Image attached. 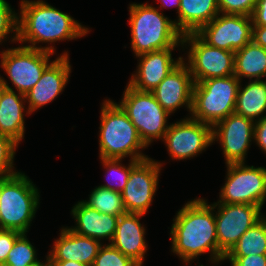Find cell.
Segmentation results:
<instances>
[{"label":"cell","mask_w":266,"mask_h":266,"mask_svg":"<svg viewBox=\"0 0 266 266\" xmlns=\"http://www.w3.org/2000/svg\"><path fill=\"white\" fill-rule=\"evenodd\" d=\"M204 199H196L185 204L177 213L171 228L172 250L184 262L198 255L211 252L214 262H218V239L214 209Z\"/></svg>","instance_id":"6da1fadb"},{"label":"cell","mask_w":266,"mask_h":266,"mask_svg":"<svg viewBox=\"0 0 266 266\" xmlns=\"http://www.w3.org/2000/svg\"><path fill=\"white\" fill-rule=\"evenodd\" d=\"M21 16L18 19V41H29L32 45L25 47L46 50L54 53L53 47H36L42 42H55L74 39L89 32L70 15L63 13L43 1L21 2Z\"/></svg>","instance_id":"7a4b0ae2"},{"label":"cell","mask_w":266,"mask_h":266,"mask_svg":"<svg viewBox=\"0 0 266 266\" xmlns=\"http://www.w3.org/2000/svg\"><path fill=\"white\" fill-rule=\"evenodd\" d=\"M131 45L136 56L143 53L175 48L183 35L157 9L147 4L130 5Z\"/></svg>","instance_id":"3957f363"},{"label":"cell","mask_w":266,"mask_h":266,"mask_svg":"<svg viewBox=\"0 0 266 266\" xmlns=\"http://www.w3.org/2000/svg\"><path fill=\"white\" fill-rule=\"evenodd\" d=\"M101 113L102 123L99 128L101 158L122 159L127 155H131L132 160L136 161L148 158L137 152L147 146L119 104L106 100Z\"/></svg>","instance_id":"277c9868"},{"label":"cell","mask_w":266,"mask_h":266,"mask_svg":"<svg viewBox=\"0 0 266 266\" xmlns=\"http://www.w3.org/2000/svg\"><path fill=\"white\" fill-rule=\"evenodd\" d=\"M38 194L34 184L20 172L0 179L1 229L26 234L39 204Z\"/></svg>","instance_id":"5b68a950"},{"label":"cell","mask_w":266,"mask_h":266,"mask_svg":"<svg viewBox=\"0 0 266 266\" xmlns=\"http://www.w3.org/2000/svg\"><path fill=\"white\" fill-rule=\"evenodd\" d=\"M239 86L240 80L235 75L194 83L192 118L213 127L233 114Z\"/></svg>","instance_id":"8992f818"},{"label":"cell","mask_w":266,"mask_h":266,"mask_svg":"<svg viewBox=\"0 0 266 266\" xmlns=\"http://www.w3.org/2000/svg\"><path fill=\"white\" fill-rule=\"evenodd\" d=\"M136 127L140 139L148 146L153 139L164 138L169 113L157 102L152 92L139 91L129 84L119 104Z\"/></svg>","instance_id":"52a82bcc"},{"label":"cell","mask_w":266,"mask_h":266,"mask_svg":"<svg viewBox=\"0 0 266 266\" xmlns=\"http://www.w3.org/2000/svg\"><path fill=\"white\" fill-rule=\"evenodd\" d=\"M227 181L221 189L219 203L251 204L260 206L266 199V169L245 166L243 163L227 164Z\"/></svg>","instance_id":"ba28073f"},{"label":"cell","mask_w":266,"mask_h":266,"mask_svg":"<svg viewBox=\"0 0 266 266\" xmlns=\"http://www.w3.org/2000/svg\"><path fill=\"white\" fill-rule=\"evenodd\" d=\"M191 45L188 63L194 83L234 75L235 52L212 47L196 33L183 35L182 45Z\"/></svg>","instance_id":"9c48e42d"},{"label":"cell","mask_w":266,"mask_h":266,"mask_svg":"<svg viewBox=\"0 0 266 266\" xmlns=\"http://www.w3.org/2000/svg\"><path fill=\"white\" fill-rule=\"evenodd\" d=\"M53 53L25 46L8 49L1 53V66L15 85L18 93L26 94L41 78L44 70L51 64L49 56Z\"/></svg>","instance_id":"30bf717a"},{"label":"cell","mask_w":266,"mask_h":266,"mask_svg":"<svg viewBox=\"0 0 266 266\" xmlns=\"http://www.w3.org/2000/svg\"><path fill=\"white\" fill-rule=\"evenodd\" d=\"M215 215L218 239V261L238 242L239 238L263 217L261 207L251 204H219Z\"/></svg>","instance_id":"8fae6325"},{"label":"cell","mask_w":266,"mask_h":266,"mask_svg":"<svg viewBox=\"0 0 266 266\" xmlns=\"http://www.w3.org/2000/svg\"><path fill=\"white\" fill-rule=\"evenodd\" d=\"M203 26L196 34L208 45L236 52L252 41L251 16L222 14Z\"/></svg>","instance_id":"7c38bea8"},{"label":"cell","mask_w":266,"mask_h":266,"mask_svg":"<svg viewBox=\"0 0 266 266\" xmlns=\"http://www.w3.org/2000/svg\"><path fill=\"white\" fill-rule=\"evenodd\" d=\"M161 164L147 158L132 169L121 192L127 213L145 214L155 195Z\"/></svg>","instance_id":"4fadbf2b"},{"label":"cell","mask_w":266,"mask_h":266,"mask_svg":"<svg viewBox=\"0 0 266 266\" xmlns=\"http://www.w3.org/2000/svg\"><path fill=\"white\" fill-rule=\"evenodd\" d=\"M212 128L209 124L187 118L170 124L163 139L171 157L183 160L197 155L213 143Z\"/></svg>","instance_id":"5bb4252c"},{"label":"cell","mask_w":266,"mask_h":266,"mask_svg":"<svg viewBox=\"0 0 266 266\" xmlns=\"http://www.w3.org/2000/svg\"><path fill=\"white\" fill-rule=\"evenodd\" d=\"M254 132L253 120L233 113L213 126L212 138L220 140L227 164L243 163Z\"/></svg>","instance_id":"9a60e30c"},{"label":"cell","mask_w":266,"mask_h":266,"mask_svg":"<svg viewBox=\"0 0 266 266\" xmlns=\"http://www.w3.org/2000/svg\"><path fill=\"white\" fill-rule=\"evenodd\" d=\"M194 80L190 69L181 62L152 90L157 102L169 114L186 104L191 111Z\"/></svg>","instance_id":"2e32d148"},{"label":"cell","mask_w":266,"mask_h":266,"mask_svg":"<svg viewBox=\"0 0 266 266\" xmlns=\"http://www.w3.org/2000/svg\"><path fill=\"white\" fill-rule=\"evenodd\" d=\"M67 52L44 70L39 81L25 94L28 114L54 100L65 87L71 72Z\"/></svg>","instance_id":"e0dca14e"},{"label":"cell","mask_w":266,"mask_h":266,"mask_svg":"<svg viewBox=\"0 0 266 266\" xmlns=\"http://www.w3.org/2000/svg\"><path fill=\"white\" fill-rule=\"evenodd\" d=\"M173 49L167 48L138 55L137 57L141 58L138 72L132 76L129 85L139 91L154 90L182 60V57H179L177 61L172 59Z\"/></svg>","instance_id":"ac0fdd59"},{"label":"cell","mask_w":266,"mask_h":266,"mask_svg":"<svg viewBox=\"0 0 266 266\" xmlns=\"http://www.w3.org/2000/svg\"><path fill=\"white\" fill-rule=\"evenodd\" d=\"M143 214L125 213L119 216L116 232L111 245L123 255L131 258L142 266L147 245L145 244V229L141 226L139 218Z\"/></svg>","instance_id":"d6986e66"},{"label":"cell","mask_w":266,"mask_h":266,"mask_svg":"<svg viewBox=\"0 0 266 266\" xmlns=\"http://www.w3.org/2000/svg\"><path fill=\"white\" fill-rule=\"evenodd\" d=\"M60 238L55 241L50 251L49 260H65L92 266L102 246L99 240L74 233L69 228L61 231Z\"/></svg>","instance_id":"ffe728a7"},{"label":"cell","mask_w":266,"mask_h":266,"mask_svg":"<svg viewBox=\"0 0 266 266\" xmlns=\"http://www.w3.org/2000/svg\"><path fill=\"white\" fill-rule=\"evenodd\" d=\"M77 226L69 228L74 233L95 240L107 238L112 242L119 216L104 214L91 208L84 201L78 202L72 209Z\"/></svg>","instance_id":"44dd1931"},{"label":"cell","mask_w":266,"mask_h":266,"mask_svg":"<svg viewBox=\"0 0 266 266\" xmlns=\"http://www.w3.org/2000/svg\"><path fill=\"white\" fill-rule=\"evenodd\" d=\"M2 81L4 89L0 94V134L19 144L24 137V106L22 101L26 97L22 93H19L18 96L4 79Z\"/></svg>","instance_id":"7402d4cb"},{"label":"cell","mask_w":266,"mask_h":266,"mask_svg":"<svg viewBox=\"0 0 266 266\" xmlns=\"http://www.w3.org/2000/svg\"><path fill=\"white\" fill-rule=\"evenodd\" d=\"M178 15L174 23L182 35L197 33L220 15L218 0H180Z\"/></svg>","instance_id":"603a6c76"},{"label":"cell","mask_w":266,"mask_h":266,"mask_svg":"<svg viewBox=\"0 0 266 266\" xmlns=\"http://www.w3.org/2000/svg\"><path fill=\"white\" fill-rule=\"evenodd\" d=\"M234 75L240 80L241 77L260 80L266 76V49L255 44L253 41L246 44L242 49L235 52Z\"/></svg>","instance_id":"cb8c5ba5"},{"label":"cell","mask_w":266,"mask_h":266,"mask_svg":"<svg viewBox=\"0 0 266 266\" xmlns=\"http://www.w3.org/2000/svg\"><path fill=\"white\" fill-rule=\"evenodd\" d=\"M266 110V81L253 80L238 89L234 113L249 118L260 116Z\"/></svg>","instance_id":"d4e9b609"},{"label":"cell","mask_w":266,"mask_h":266,"mask_svg":"<svg viewBox=\"0 0 266 266\" xmlns=\"http://www.w3.org/2000/svg\"><path fill=\"white\" fill-rule=\"evenodd\" d=\"M266 255V218L249 228L225 256Z\"/></svg>","instance_id":"484cf974"},{"label":"cell","mask_w":266,"mask_h":266,"mask_svg":"<svg viewBox=\"0 0 266 266\" xmlns=\"http://www.w3.org/2000/svg\"><path fill=\"white\" fill-rule=\"evenodd\" d=\"M84 202L91 208L104 214L120 216L127 213L122 194L101 186L96 187L92 191L89 200Z\"/></svg>","instance_id":"4316f807"},{"label":"cell","mask_w":266,"mask_h":266,"mask_svg":"<svg viewBox=\"0 0 266 266\" xmlns=\"http://www.w3.org/2000/svg\"><path fill=\"white\" fill-rule=\"evenodd\" d=\"M36 251L22 233L15 241L12 249L7 255V260L3 266H32L40 261L36 258Z\"/></svg>","instance_id":"83f0119b"},{"label":"cell","mask_w":266,"mask_h":266,"mask_svg":"<svg viewBox=\"0 0 266 266\" xmlns=\"http://www.w3.org/2000/svg\"><path fill=\"white\" fill-rule=\"evenodd\" d=\"M92 266H139L111 244L101 246Z\"/></svg>","instance_id":"f1b7e54d"},{"label":"cell","mask_w":266,"mask_h":266,"mask_svg":"<svg viewBox=\"0 0 266 266\" xmlns=\"http://www.w3.org/2000/svg\"><path fill=\"white\" fill-rule=\"evenodd\" d=\"M103 162V165L107 167V171L111 174H115V176L119 175L116 179V183L118 182V185L112 186L111 184H105L101 185L103 188H107L109 190L117 191V192H122L125 188V185L127 184L129 174L131 172V169L139 162L136 160H131L130 165L126 168L123 165H120L121 159H114V158H100ZM113 177V176H112Z\"/></svg>","instance_id":"f546056e"},{"label":"cell","mask_w":266,"mask_h":266,"mask_svg":"<svg viewBox=\"0 0 266 266\" xmlns=\"http://www.w3.org/2000/svg\"><path fill=\"white\" fill-rule=\"evenodd\" d=\"M17 145L11 138L0 134V179L18 173L12 169Z\"/></svg>","instance_id":"4dcf8cb0"},{"label":"cell","mask_w":266,"mask_h":266,"mask_svg":"<svg viewBox=\"0 0 266 266\" xmlns=\"http://www.w3.org/2000/svg\"><path fill=\"white\" fill-rule=\"evenodd\" d=\"M18 19L9 4L5 0H0V42L13 31L16 32V36L12 41L18 40Z\"/></svg>","instance_id":"1f68e13d"},{"label":"cell","mask_w":266,"mask_h":266,"mask_svg":"<svg viewBox=\"0 0 266 266\" xmlns=\"http://www.w3.org/2000/svg\"><path fill=\"white\" fill-rule=\"evenodd\" d=\"M257 0H218L219 12L252 16Z\"/></svg>","instance_id":"d6a6232c"},{"label":"cell","mask_w":266,"mask_h":266,"mask_svg":"<svg viewBox=\"0 0 266 266\" xmlns=\"http://www.w3.org/2000/svg\"><path fill=\"white\" fill-rule=\"evenodd\" d=\"M21 234V232L16 230L0 229V266L5 264L8 253Z\"/></svg>","instance_id":"836d02e7"},{"label":"cell","mask_w":266,"mask_h":266,"mask_svg":"<svg viewBox=\"0 0 266 266\" xmlns=\"http://www.w3.org/2000/svg\"><path fill=\"white\" fill-rule=\"evenodd\" d=\"M229 259L231 266H266V255H249V256H225Z\"/></svg>","instance_id":"e575fe53"},{"label":"cell","mask_w":266,"mask_h":266,"mask_svg":"<svg viewBox=\"0 0 266 266\" xmlns=\"http://www.w3.org/2000/svg\"><path fill=\"white\" fill-rule=\"evenodd\" d=\"M254 140L266 152V116H261L255 123Z\"/></svg>","instance_id":"d590c367"},{"label":"cell","mask_w":266,"mask_h":266,"mask_svg":"<svg viewBox=\"0 0 266 266\" xmlns=\"http://www.w3.org/2000/svg\"><path fill=\"white\" fill-rule=\"evenodd\" d=\"M251 17L253 26H266V0H257Z\"/></svg>","instance_id":"8d00e7d4"},{"label":"cell","mask_w":266,"mask_h":266,"mask_svg":"<svg viewBox=\"0 0 266 266\" xmlns=\"http://www.w3.org/2000/svg\"><path fill=\"white\" fill-rule=\"evenodd\" d=\"M252 41L266 49V26L252 27Z\"/></svg>","instance_id":"74e56055"},{"label":"cell","mask_w":266,"mask_h":266,"mask_svg":"<svg viewBox=\"0 0 266 266\" xmlns=\"http://www.w3.org/2000/svg\"><path fill=\"white\" fill-rule=\"evenodd\" d=\"M51 266H88L83 263L65 260H49Z\"/></svg>","instance_id":"f35d334b"},{"label":"cell","mask_w":266,"mask_h":266,"mask_svg":"<svg viewBox=\"0 0 266 266\" xmlns=\"http://www.w3.org/2000/svg\"><path fill=\"white\" fill-rule=\"evenodd\" d=\"M161 1V7L164 8L167 7V5H171V6H176L177 7V10L179 11V8H180V0H160ZM162 3L164 6H162Z\"/></svg>","instance_id":"ab89813d"},{"label":"cell","mask_w":266,"mask_h":266,"mask_svg":"<svg viewBox=\"0 0 266 266\" xmlns=\"http://www.w3.org/2000/svg\"><path fill=\"white\" fill-rule=\"evenodd\" d=\"M47 260H48V261H46L47 264H46V263L44 264V263H42V262H39V263H37V264H35V265H32V266H51L48 257H47Z\"/></svg>","instance_id":"60d3db41"},{"label":"cell","mask_w":266,"mask_h":266,"mask_svg":"<svg viewBox=\"0 0 266 266\" xmlns=\"http://www.w3.org/2000/svg\"><path fill=\"white\" fill-rule=\"evenodd\" d=\"M3 89H4V84H3L2 78L0 77V94Z\"/></svg>","instance_id":"b9f144b4"}]
</instances>
